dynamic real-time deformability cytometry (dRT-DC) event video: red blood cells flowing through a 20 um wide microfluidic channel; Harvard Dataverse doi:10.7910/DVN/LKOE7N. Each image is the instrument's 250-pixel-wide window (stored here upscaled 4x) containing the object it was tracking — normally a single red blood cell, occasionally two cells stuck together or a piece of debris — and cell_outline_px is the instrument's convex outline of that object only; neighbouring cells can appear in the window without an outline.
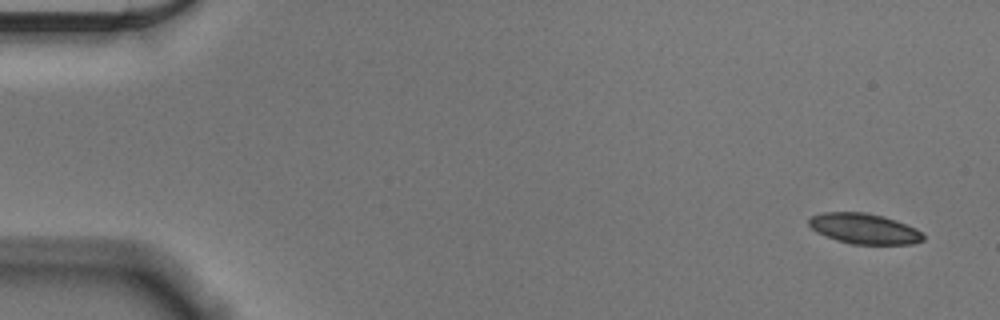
{"species": "Egyptian fruit bat (a non-hibernating species)", "species_latin": "Rousettus aegyptiacus", "temperature_condition": "cold", "stored_images_in_passage": 54, "camera_frame_rate_fps": 3000, "um_per_image_px": 0.085, "animal": {"sex": "male"}, "frame": {"image": 1, "passage_image": 1, "time_ms": 0.0, "image_size_px": [1000, 320], "cell_outline_px": [[924, 240], [912, 244], [852, 244], [836, 240], [824, 236], [816, 232], [808, 224], [808, 220], [812, 216], [824, 212], [864, 212], [884, 216], [896, 220], [916, 228], [924, 236]], "centroid_in_image_um": [73.45, 19.44], "position_along_channel_um": 11.6, "area_um2": 20.35}}
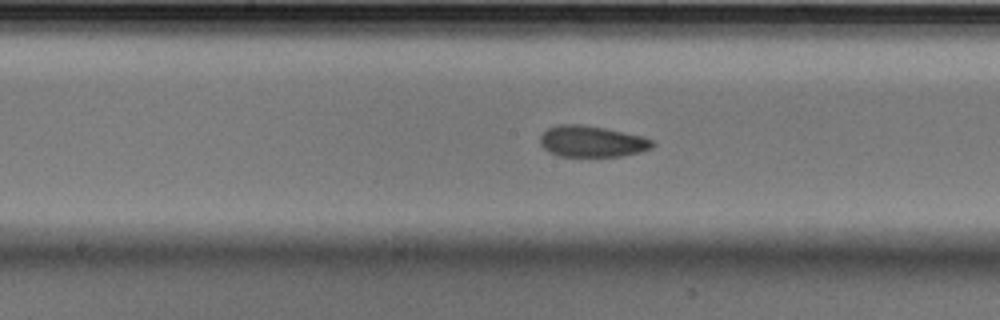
{"frame": {"image": 2, "passage_image": 27, "time_ms": 8.667, "image_size_px": [1000, 320], "cell_outline_px": [[656, 144], [652, 148], [640, 152], [620, 156], [560, 156], [548, 152], [540, 144], [540, 136], [548, 128], [560, 124], [584, 124], [644, 136], [652, 140]], "centroid_in_image_um": [50.32, 12.02], "position_along_channel_um": 197.9, "area_um2": 20.52}}
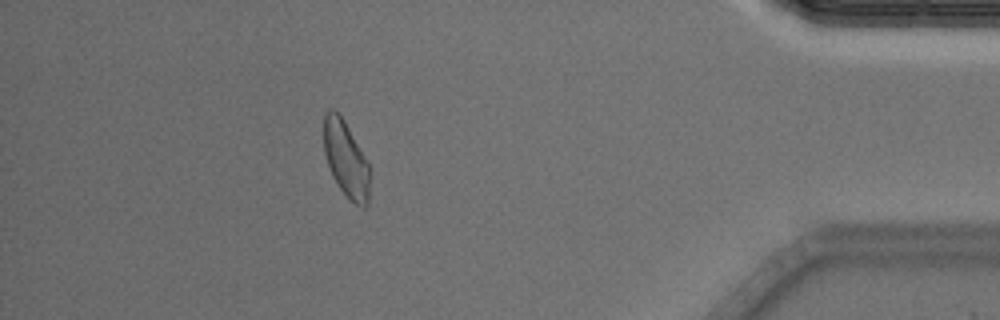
{"frame": {"image": 3, "passage_image": 48, "time_ms": 15.667, "image_size_px": [1000, 320], "cell_outline_px": [[368, 204], [364, 208], [356, 204], [340, 188], [332, 176], [324, 152], [324, 116], [328, 108], [332, 108], [344, 120], [368, 164]], "centroid_in_image_um": [29.37, 13.5], "position_along_channel_um": 405.8, "area_um2": 19.65}, "authors_computed_cell_mechanics": {"area_um2": 20.6346, "velocity_mm_per_s": 3.6089, "shape_relaxation_time_tau1_ms": 7.0268, "shape_relaxation_time_tau2_ms": 2.2804, "deformation_change_tau1": 0.1198, "deformation_change_tau2": 0.0792}}